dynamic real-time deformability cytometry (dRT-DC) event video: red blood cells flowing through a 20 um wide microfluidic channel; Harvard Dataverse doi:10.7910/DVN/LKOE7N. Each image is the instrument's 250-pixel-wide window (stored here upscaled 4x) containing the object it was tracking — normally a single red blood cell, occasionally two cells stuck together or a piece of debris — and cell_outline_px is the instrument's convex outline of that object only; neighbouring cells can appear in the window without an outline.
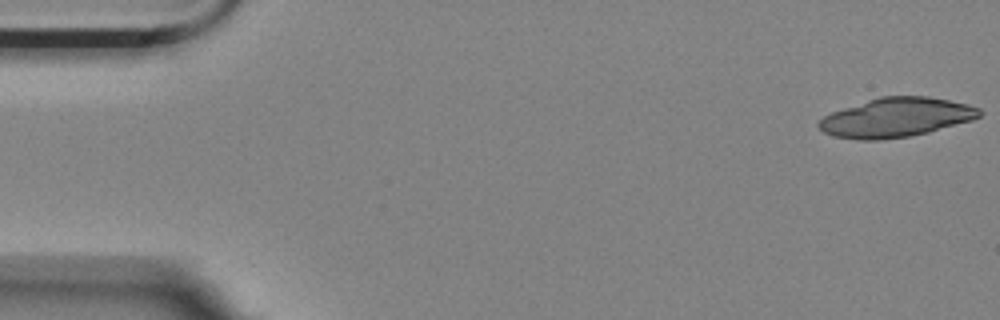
{"species": "Egyptian fruit bat (a non-hibernating species)", "species_latin": "Rousettus aegyptiacus", "temperature_condition": "room temperature", "stored_images_in_passage": 6, "camera_frame_rate_fps": 3000, "um_per_image_px": 0.085, "animal": {"sex": "female"}, "frame": {"image": 1, "passage_image": 1, "time_ms": 0.0, "image_size_px": [1000, 320], "cell_outline_px": [[984, 112], [980, 116], [972, 120], [928, 132], [908, 136], [880, 140], [856, 140], [832, 136], [824, 132], [816, 124], [824, 116], [832, 112], [880, 96], [928, 96], [968, 104], [980, 108]], "centroid_in_image_um": [76.18, 9.99], "position_along_channel_um": 8.8, "area_um2": 36.65}}